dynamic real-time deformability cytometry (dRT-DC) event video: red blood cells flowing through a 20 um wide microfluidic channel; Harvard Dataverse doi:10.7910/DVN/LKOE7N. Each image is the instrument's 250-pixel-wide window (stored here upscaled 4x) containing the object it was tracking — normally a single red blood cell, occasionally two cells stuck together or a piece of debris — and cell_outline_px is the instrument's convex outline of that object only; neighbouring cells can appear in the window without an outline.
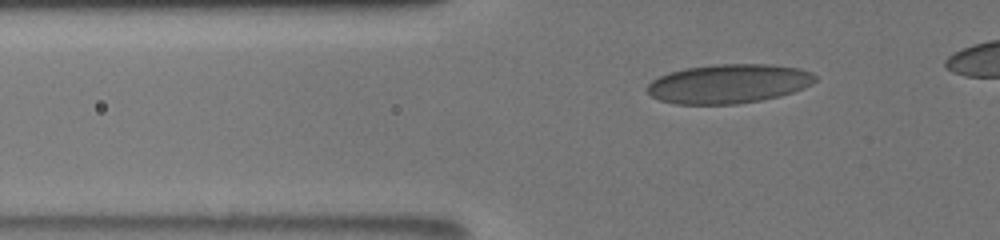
{"species": "human", "species_latin": "Homo sapiens", "temperature_condition": "room temperature", "stored_images_in_passage": 44, "camera_frame_rate_fps": 3000, "um_per_image_px": 0.085, "donor": {"sex": "male"}, "frame": {"image": 1, "passage_image": 12, "time_ms": 3.667, "image_size_px": [1000, 240], "cell_outline_px": [[816, 80], [812, 84], [804, 88], [780, 96], [760, 100], [736, 104], [676, 104], [660, 100], [652, 96], [644, 88], [652, 80], [668, 72], [684, 68], [716, 64], [772, 64], [800, 68], [812, 72], [816, 76]], "centroid_in_image_um": [61.93, 7.11], "position_along_channel_um": 63.9, "area_um2": 38.55}}
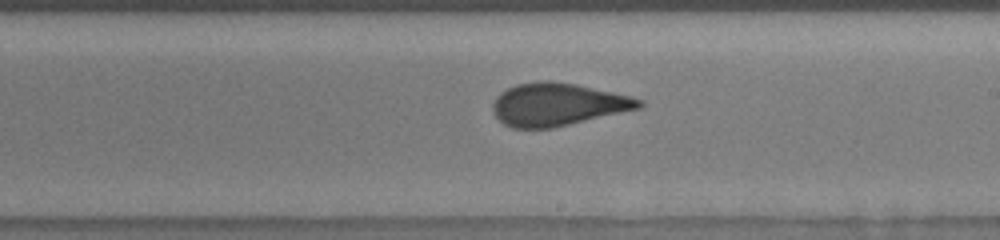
{"frame": {"image": 2, "passage_image": 27, "time_ms": 8.667, "image_size_px": [1000, 240], "cell_outline_px": [[644, 104], [640, 108], [552, 128], [512, 128], [504, 124], [492, 112], [492, 104], [496, 96], [500, 92], [516, 84], [544, 80], [552, 80], [576, 84], [612, 92], [644, 100]], "centroid_in_image_um": [47.36, 8.87], "position_along_channel_um": 241.6, "area_um2": 36.3}}
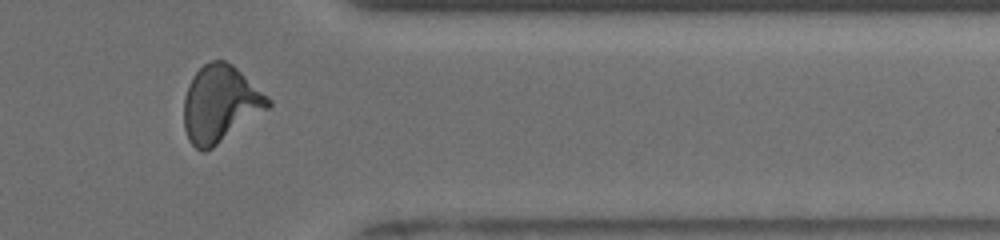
{"frame": {"image": 3, "passage_image": 39, "time_ms": 12.667, "image_size_px": [1000, 240], "cell_outline_px": [[272, 104], [268, 108], [212, 148], [204, 152], [200, 152], [188, 140], [184, 128], [184, 96], [188, 84], [192, 76], [204, 64], [212, 60], [224, 60], [232, 64], [272, 100]], "centroid_in_image_um": [18.69, 8.83], "position_along_channel_um": 392.7, "area_um2": 37.4}}